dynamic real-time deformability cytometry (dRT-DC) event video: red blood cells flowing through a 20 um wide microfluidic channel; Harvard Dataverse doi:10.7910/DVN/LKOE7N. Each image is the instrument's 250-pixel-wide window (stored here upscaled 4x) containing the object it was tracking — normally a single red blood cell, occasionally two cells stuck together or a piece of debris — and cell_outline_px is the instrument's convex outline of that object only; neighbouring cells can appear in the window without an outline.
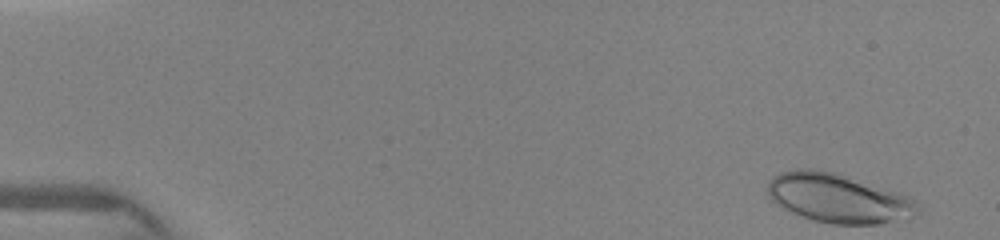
{"species": "human", "species_latin": "Homo sapiens", "temperature_condition": "warm", "stored_images_in_passage": 29, "camera_frame_rate_fps": 3000, "um_per_image_px": 0.085, "donor": {"sex": "female"}, "frame": {"image": 1, "passage_image": 1, "time_ms": 0.0, "image_size_px": [1000, 240], "cell_outline_px": [[924, 208], [920, 216], [908, 220], [880, 224], [832, 224], [812, 220], [792, 212], [776, 204], [772, 200], [768, 192], [768, 184], [772, 176], [780, 172], [800, 168], [812, 168], [832, 172], [900, 192], [916, 200]], "centroid_in_image_um": [71.37, 16.87], "position_along_channel_um": 13.6, "area_um2": 43.64}}
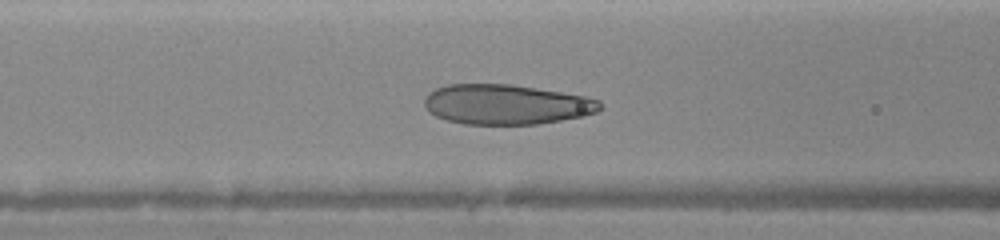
{"frame": {"image": 2, "passage_image": 22, "time_ms": 5.667, "image_size_px": [1000, 240], "cell_outline_px": [[600, 108], [596, 112], [584, 116], [536, 124], [464, 124], [448, 120], [436, 116], [428, 112], [424, 108], [424, 96], [428, 92], [436, 88], [448, 84], [508, 84], [536, 88], [584, 96], [600, 100]], "centroid_in_image_um": [42.97, 8.87], "position_along_channel_um": 123.6, "area_um2": 40.86}}
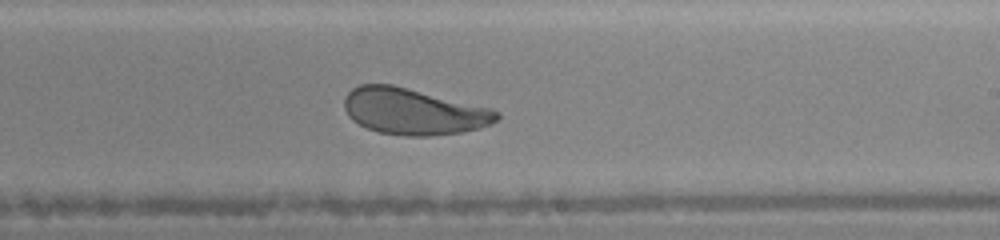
{"frame": {"image": 3, "passage_image": 29, "time_ms": 8.667, "image_size_px": [1000, 240], "cell_outline_px": [[500, 116], [492, 124], [480, 128], [464, 132], [432, 136], [404, 136], [380, 132], [368, 128], [352, 120], [348, 116], [344, 108], [344, 96], [352, 88], [360, 84], [392, 84], [492, 108], [500, 112]], "centroid_in_image_um": [35.16, 9.47], "position_along_channel_um": 253.8, "area_um2": 41.44}}